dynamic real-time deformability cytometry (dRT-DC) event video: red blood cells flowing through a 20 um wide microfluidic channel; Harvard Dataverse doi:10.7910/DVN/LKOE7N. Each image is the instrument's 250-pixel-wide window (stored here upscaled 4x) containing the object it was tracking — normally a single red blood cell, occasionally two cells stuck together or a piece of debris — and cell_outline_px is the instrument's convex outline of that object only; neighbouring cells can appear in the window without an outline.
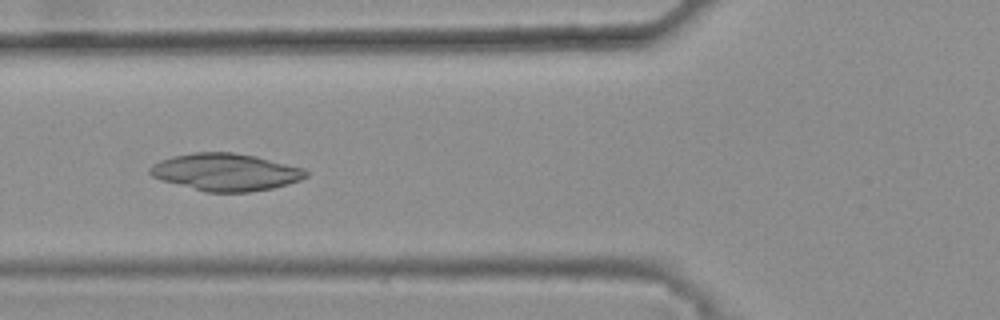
{"species": "common noctule bat (a hibernating species)", "species_latin": "Nyctalus noctula", "temperature_condition": "warm", "stored_images_in_passage": 45, "camera_frame_rate_fps": 3000, "um_per_image_px": 0.085, "animal": {"sex": "female", "body_mass_g": 25.1}, "frame": {"image": 1, "passage_image": 20, "time_ms": 6.333, "image_size_px": [1000, 320], "cell_outline_px": [[308, 176], [300, 180], [288, 184], [272, 188], [248, 192], [204, 192], [160, 180], [152, 176], [148, 172], [148, 168], [152, 164], [160, 160], [172, 156], [192, 152], [232, 152], [256, 156], [304, 168], [308, 172]], "centroid_in_image_um": [19.15, 14.62], "position_along_channel_um": 106.6, "area_um2": 34.16}}
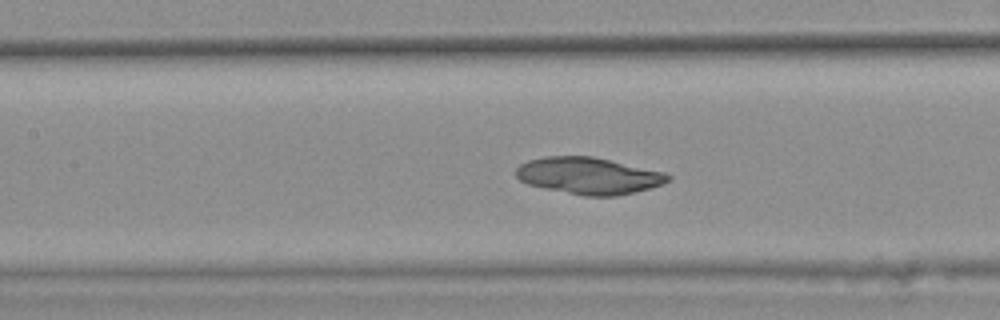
{"frame": {"image": 2, "passage_image": 24, "time_ms": 7.667, "image_size_px": [1000, 320], "cell_outline_px": [[672, 176], [668, 180], [660, 184], [648, 188], [616, 196], [584, 196], [544, 188], [528, 184], [520, 180], [516, 176], [516, 168], [520, 164], [528, 160], [544, 156], [592, 156], [664, 172]], "centroid_in_image_um": [49.99, 14.93], "position_along_channel_um": 157.4, "area_um2": 32.25}}
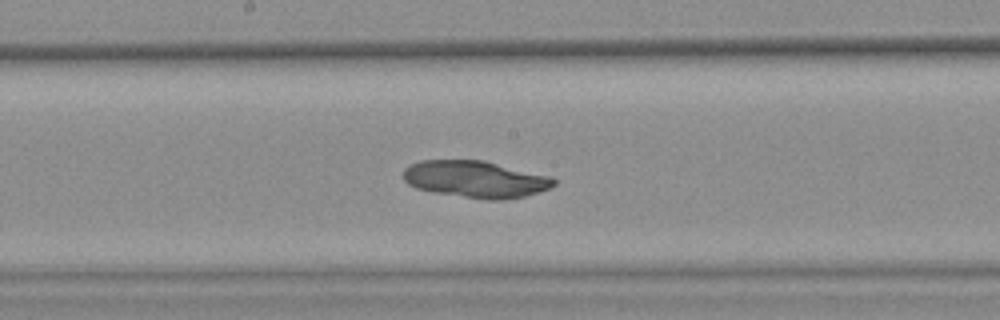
{"frame": {"image": 3, "passage_image": 28, "time_ms": 9.0, "image_size_px": [1000, 320], "cell_outline_px": [[556, 184], [552, 188], [524, 196], [504, 200], [488, 200], [432, 192], [416, 188], [408, 184], [404, 180], [404, 168], [408, 164], [420, 160], [484, 160], [552, 176], [556, 180]], "centroid_in_image_um": [40.44, 15.23], "position_along_channel_um": 207.8, "area_um2": 32.71}}